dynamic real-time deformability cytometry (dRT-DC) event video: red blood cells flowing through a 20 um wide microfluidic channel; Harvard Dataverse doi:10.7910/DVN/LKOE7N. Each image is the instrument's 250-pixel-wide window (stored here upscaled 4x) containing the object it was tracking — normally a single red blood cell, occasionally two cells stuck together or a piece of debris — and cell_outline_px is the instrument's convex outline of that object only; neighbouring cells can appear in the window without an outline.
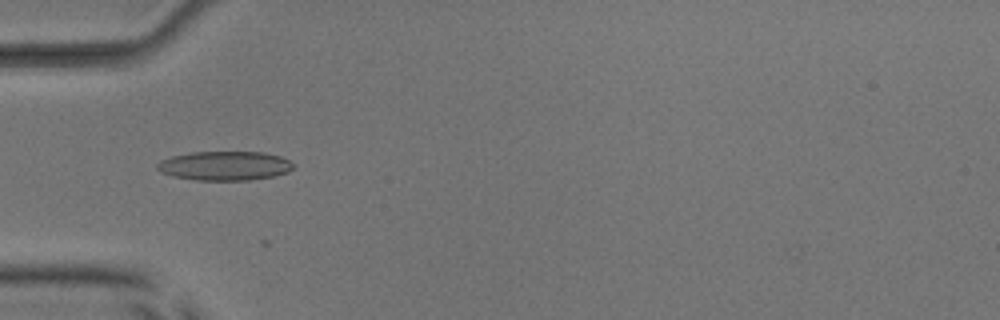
{"species": "common noctule bat (a hibernating species)", "species_latin": "Nyctalus noctula", "temperature_condition": "room temperature", "stored_images_in_passage": 36, "camera_frame_rate_fps": 3000, "um_per_image_px": 0.085, "animal": {"sex": "male", "body_mass_g": 17.9, "forearm_length_mm": 54.2}, "frame": {"image": 1, "passage_image": 5, "time_ms": 1.333, "image_size_px": [1000, 320], "cell_outline_px": [[296, 164], [288, 172], [272, 176], [248, 180], [196, 180], [172, 176], [160, 172], [156, 168], [156, 164], [160, 160], [172, 156], [192, 152], [264, 152], [280, 156]], "centroid_in_image_um": [19.08, 14.09], "position_along_channel_um": 65.9, "area_um2": 23.18}}
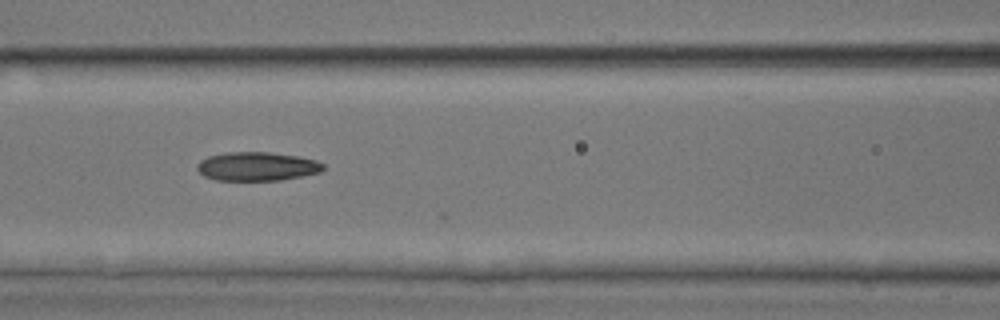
{"frame": {"image": 2, "passage_image": 11, "time_ms": 3.333, "image_size_px": [1000, 320], "cell_outline_px": [[324, 168], [320, 172], [280, 180], [216, 180], [204, 176], [196, 168], [196, 164], [200, 160], [208, 156], [224, 152], [268, 152], [300, 156], [316, 160], [324, 164]], "centroid_in_image_um": [21.82, 14.13], "position_along_channel_um": 144.8, "area_um2": 21.21}}
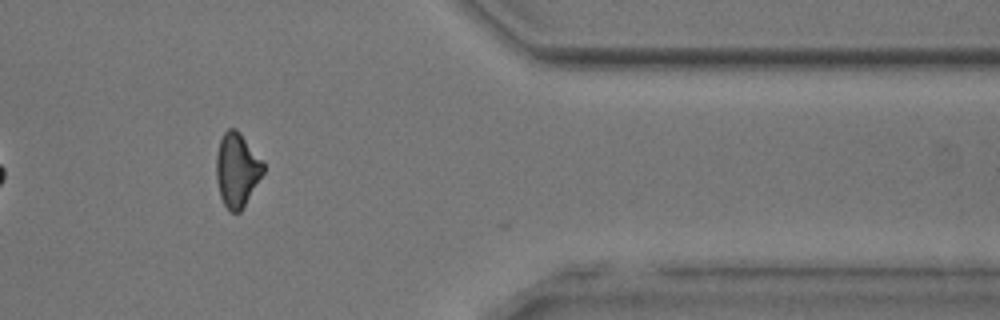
{"frame": {"image": 3, "passage_image": 31, "time_ms": 10.0, "image_size_px": [1000, 320], "cell_outline_px": [[264, 172], [240, 212], [232, 212], [224, 204], [220, 196], [216, 180], [216, 156], [220, 140], [224, 132], [228, 128], [236, 128], [240, 132], [264, 164]], "centroid_in_image_um": [20.12, 14.42], "position_along_channel_um": 391.3, "area_um2": 20.0}, "authors_computed_cell_mechanics": {"area_um2": 20.8369, "velocity_mm_per_s": 4.0014, "shape_relaxation_time_tau1_ms": 7.2676, "shape_relaxation_time_tau2_ms": 3.5419, "deformation_change_tau1": 0.1628, "deformation_change_tau2": 0.125}}